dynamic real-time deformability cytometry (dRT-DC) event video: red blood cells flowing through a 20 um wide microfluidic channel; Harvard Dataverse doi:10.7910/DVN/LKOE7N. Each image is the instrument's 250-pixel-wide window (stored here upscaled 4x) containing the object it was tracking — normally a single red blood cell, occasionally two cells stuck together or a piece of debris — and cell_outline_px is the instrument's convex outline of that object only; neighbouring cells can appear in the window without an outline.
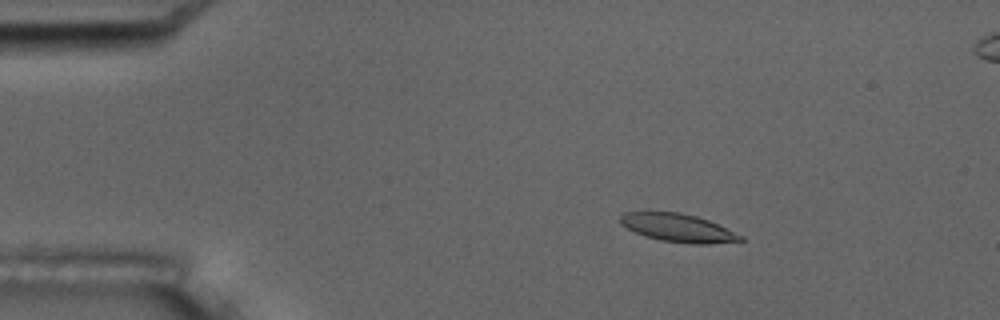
{"species": "common noctule bat (a hibernating species)", "species_latin": "Nyctalus noctula", "temperature_condition": "room temperature", "stored_images_in_passage": 6, "camera_frame_rate_fps": 3000, "um_per_image_px": 0.085, "animal": {"sex": "male", "body_mass_g": 17.5, "forearm_length_mm": 52.3}, "frame": {"image": 1, "passage_image": 3, "time_ms": 2.333, "image_size_px": [1000, 320], "cell_outline_px": [[744, 240], [708, 244], [692, 244], [660, 240], [644, 236], [620, 224], [620, 216], [624, 212], [680, 212], [696, 216], [708, 220], [744, 236]], "centroid_in_image_um": [57.63, 19.37], "position_along_channel_um": 27.4, "area_um2": 19.59}}